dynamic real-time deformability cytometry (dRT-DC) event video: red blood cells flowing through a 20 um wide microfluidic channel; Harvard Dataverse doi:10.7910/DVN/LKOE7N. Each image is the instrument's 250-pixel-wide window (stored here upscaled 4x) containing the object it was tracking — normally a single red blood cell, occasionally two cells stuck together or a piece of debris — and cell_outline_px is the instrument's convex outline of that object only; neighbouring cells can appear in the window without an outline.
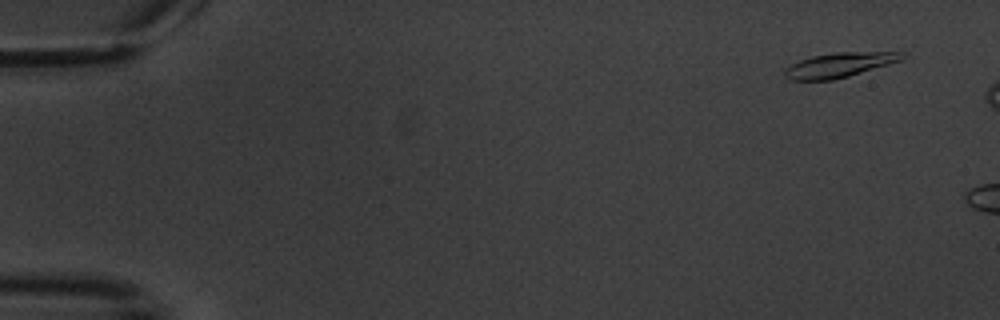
{"species": "common noctule bat (a hibernating species)", "species_latin": "Nyctalus noctula", "temperature_condition": "warm", "stored_images_in_passage": 3, "camera_frame_rate_fps": 3000, "um_per_image_px": 0.085, "animal": {"sex": "male", "body_mass_g": 20.1, "forearm_length_mm": 53.5}, "frame": {"image": 1, "passage_image": 1, "time_ms": 0.0, "image_size_px": [1000, 320], "cell_outline_px": [[904, 56], [900, 60], [888, 64], [848, 76], [832, 80], [788, 80], [784, 76], [784, 68], [800, 60], [812, 56], [836, 52], [904, 52]], "centroid_in_image_um": [71.28, 5.52], "position_along_channel_um": 13.7, "area_um2": 16.65}}